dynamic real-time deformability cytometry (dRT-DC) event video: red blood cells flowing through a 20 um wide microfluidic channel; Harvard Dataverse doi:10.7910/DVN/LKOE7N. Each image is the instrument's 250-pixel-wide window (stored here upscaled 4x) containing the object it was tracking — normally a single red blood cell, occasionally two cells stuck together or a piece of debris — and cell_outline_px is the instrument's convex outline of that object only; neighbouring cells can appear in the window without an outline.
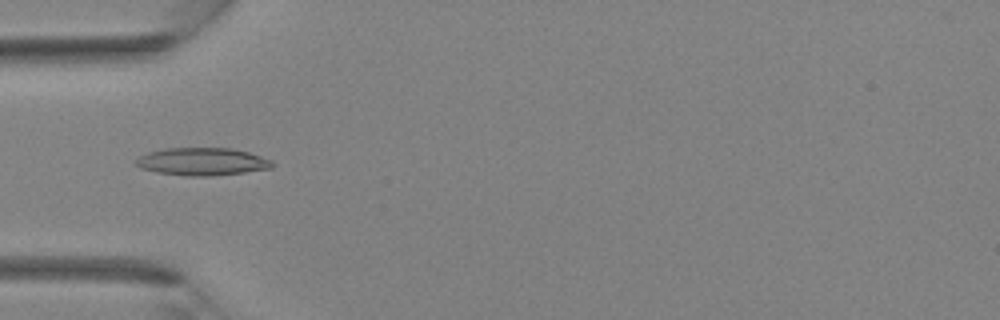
{"species": "Egyptian fruit bat (a non-hibernating species)", "species_latin": "Rousettus aegyptiacus", "temperature_condition": "room temperature", "stored_images_in_passage": 36, "camera_frame_rate_fps": 3000, "um_per_image_px": 0.085, "animal": {"sex": "female"}, "frame": {"image": 1, "passage_image": 11, "time_ms": 3.333, "image_size_px": [1000, 320], "cell_outline_px": [[276, 164], [272, 168], [244, 172], [212, 176], [184, 176], [156, 172], [140, 168], [136, 164], [136, 160], [140, 156], [148, 152], [164, 148], [232, 148], [248, 152], [272, 160]], "centroid_in_image_um": [17.2, 13.74], "position_along_channel_um": 67.8, "area_um2": 22.08}}
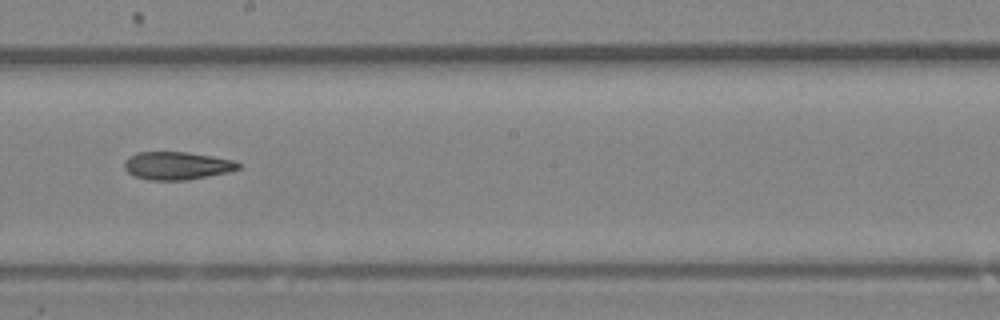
{"frame": {"image": 2, "passage_image": 20, "time_ms": 6.333, "image_size_px": [1000, 320], "cell_outline_px": [[240, 168], [228, 172], [188, 180], [148, 180], [132, 176], [124, 168], [124, 160], [128, 156], [136, 152], [188, 152], [212, 156], [232, 160], [240, 164]], "centroid_in_image_um": [14.98, 14.08], "position_along_channel_um": 233.2, "area_um2": 18.67}}
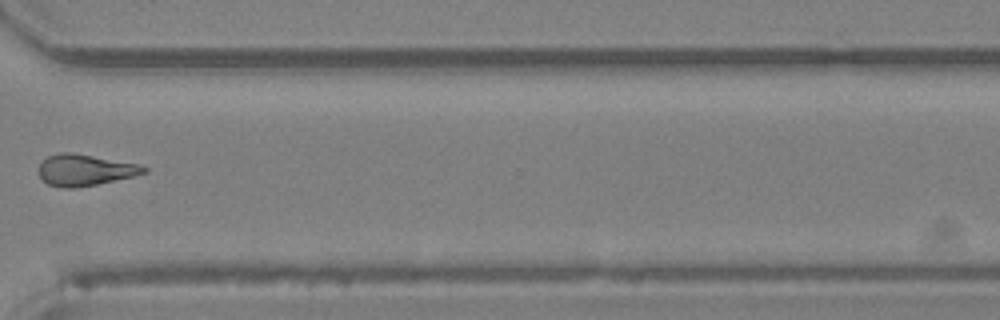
{"frame": {"image": 3, "passage_image": 27, "time_ms": 8.667, "image_size_px": [1000, 320], "cell_outline_px": [[148, 172], [132, 176], [96, 184], [76, 188], [60, 188], [48, 184], [40, 176], [40, 160], [48, 156], [60, 152], [72, 152], [140, 164], [148, 168]], "centroid_in_image_um": [7.21, 14.44], "position_along_channel_um": 363.4, "area_um2": 19.19}}